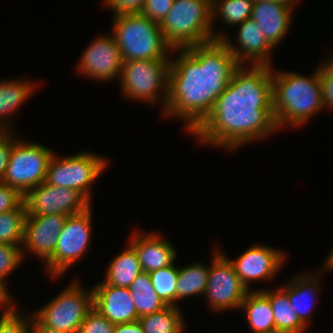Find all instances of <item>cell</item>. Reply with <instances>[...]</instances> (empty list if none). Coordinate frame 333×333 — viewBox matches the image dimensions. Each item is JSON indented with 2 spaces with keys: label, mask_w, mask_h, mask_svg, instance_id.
I'll return each instance as SVG.
<instances>
[{
  "label": "cell",
  "mask_w": 333,
  "mask_h": 333,
  "mask_svg": "<svg viewBox=\"0 0 333 333\" xmlns=\"http://www.w3.org/2000/svg\"><path fill=\"white\" fill-rule=\"evenodd\" d=\"M273 67L240 65L191 135L206 146L234 151L278 131L273 114Z\"/></svg>",
  "instance_id": "1"
},
{
  "label": "cell",
  "mask_w": 333,
  "mask_h": 333,
  "mask_svg": "<svg viewBox=\"0 0 333 333\" xmlns=\"http://www.w3.org/2000/svg\"><path fill=\"white\" fill-rule=\"evenodd\" d=\"M179 52L170 58L166 118L180 119L191 134L210 114L240 66L222 40H212Z\"/></svg>",
  "instance_id": "2"
},
{
  "label": "cell",
  "mask_w": 333,
  "mask_h": 333,
  "mask_svg": "<svg viewBox=\"0 0 333 333\" xmlns=\"http://www.w3.org/2000/svg\"><path fill=\"white\" fill-rule=\"evenodd\" d=\"M315 68L311 76L273 68V114L278 130L302 126L324 109L319 69Z\"/></svg>",
  "instance_id": "3"
},
{
  "label": "cell",
  "mask_w": 333,
  "mask_h": 333,
  "mask_svg": "<svg viewBox=\"0 0 333 333\" xmlns=\"http://www.w3.org/2000/svg\"><path fill=\"white\" fill-rule=\"evenodd\" d=\"M112 33L124 61L169 59L172 48L166 43L159 23L141 13L113 16Z\"/></svg>",
  "instance_id": "4"
},
{
  "label": "cell",
  "mask_w": 333,
  "mask_h": 333,
  "mask_svg": "<svg viewBox=\"0 0 333 333\" xmlns=\"http://www.w3.org/2000/svg\"><path fill=\"white\" fill-rule=\"evenodd\" d=\"M172 49H186L214 40L212 0H174L172 9L159 24Z\"/></svg>",
  "instance_id": "5"
},
{
  "label": "cell",
  "mask_w": 333,
  "mask_h": 333,
  "mask_svg": "<svg viewBox=\"0 0 333 333\" xmlns=\"http://www.w3.org/2000/svg\"><path fill=\"white\" fill-rule=\"evenodd\" d=\"M169 69L170 59L124 61L119 78L121 93L126 99L151 105L159 99L163 114L168 98Z\"/></svg>",
  "instance_id": "6"
},
{
  "label": "cell",
  "mask_w": 333,
  "mask_h": 333,
  "mask_svg": "<svg viewBox=\"0 0 333 333\" xmlns=\"http://www.w3.org/2000/svg\"><path fill=\"white\" fill-rule=\"evenodd\" d=\"M52 156L45 183L79 191L90 203L92 186L109 166L107 158L92 152H77L72 156Z\"/></svg>",
  "instance_id": "7"
},
{
  "label": "cell",
  "mask_w": 333,
  "mask_h": 333,
  "mask_svg": "<svg viewBox=\"0 0 333 333\" xmlns=\"http://www.w3.org/2000/svg\"><path fill=\"white\" fill-rule=\"evenodd\" d=\"M14 133L12 151L1 182L24 196L31 188L45 182L48 165L55 152L39 142L21 140Z\"/></svg>",
  "instance_id": "8"
},
{
  "label": "cell",
  "mask_w": 333,
  "mask_h": 333,
  "mask_svg": "<svg viewBox=\"0 0 333 333\" xmlns=\"http://www.w3.org/2000/svg\"><path fill=\"white\" fill-rule=\"evenodd\" d=\"M93 309V289H84L74 282L63 289L54 299L31 313L43 326L65 332L78 329Z\"/></svg>",
  "instance_id": "9"
},
{
  "label": "cell",
  "mask_w": 333,
  "mask_h": 333,
  "mask_svg": "<svg viewBox=\"0 0 333 333\" xmlns=\"http://www.w3.org/2000/svg\"><path fill=\"white\" fill-rule=\"evenodd\" d=\"M92 217V205L83 212L67 216L54 253L44 263L52 279L62 277L90 247Z\"/></svg>",
  "instance_id": "10"
},
{
  "label": "cell",
  "mask_w": 333,
  "mask_h": 333,
  "mask_svg": "<svg viewBox=\"0 0 333 333\" xmlns=\"http://www.w3.org/2000/svg\"><path fill=\"white\" fill-rule=\"evenodd\" d=\"M220 248L213 251L204 295L212 311L240 308L249 290L235 272L228 256Z\"/></svg>",
  "instance_id": "11"
},
{
  "label": "cell",
  "mask_w": 333,
  "mask_h": 333,
  "mask_svg": "<svg viewBox=\"0 0 333 333\" xmlns=\"http://www.w3.org/2000/svg\"><path fill=\"white\" fill-rule=\"evenodd\" d=\"M27 215H74L85 211L91 203L77 190L51 186L45 182L31 188L23 201Z\"/></svg>",
  "instance_id": "12"
},
{
  "label": "cell",
  "mask_w": 333,
  "mask_h": 333,
  "mask_svg": "<svg viewBox=\"0 0 333 333\" xmlns=\"http://www.w3.org/2000/svg\"><path fill=\"white\" fill-rule=\"evenodd\" d=\"M97 36L82 52L77 64L78 73L103 82L121 75L123 60L114 35Z\"/></svg>",
  "instance_id": "13"
},
{
  "label": "cell",
  "mask_w": 333,
  "mask_h": 333,
  "mask_svg": "<svg viewBox=\"0 0 333 333\" xmlns=\"http://www.w3.org/2000/svg\"><path fill=\"white\" fill-rule=\"evenodd\" d=\"M286 254L269 245H252L235 259H229L242 283L250 291V282L274 279L286 262Z\"/></svg>",
  "instance_id": "14"
},
{
  "label": "cell",
  "mask_w": 333,
  "mask_h": 333,
  "mask_svg": "<svg viewBox=\"0 0 333 333\" xmlns=\"http://www.w3.org/2000/svg\"><path fill=\"white\" fill-rule=\"evenodd\" d=\"M66 218L60 214L27 215L21 247L24 259L27 251L45 263L54 253Z\"/></svg>",
  "instance_id": "15"
},
{
  "label": "cell",
  "mask_w": 333,
  "mask_h": 333,
  "mask_svg": "<svg viewBox=\"0 0 333 333\" xmlns=\"http://www.w3.org/2000/svg\"><path fill=\"white\" fill-rule=\"evenodd\" d=\"M238 27L237 46L226 36L221 39L235 56L237 63L246 65L248 62L250 66H272L270 58L274 47L266 40L257 22L248 18Z\"/></svg>",
  "instance_id": "16"
},
{
  "label": "cell",
  "mask_w": 333,
  "mask_h": 333,
  "mask_svg": "<svg viewBox=\"0 0 333 333\" xmlns=\"http://www.w3.org/2000/svg\"><path fill=\"white\" fill-rule=\"evenodd\" d=\"M93 308L113 324L138 321L139 317L129 288L108 285L104 281L93 286Z\"/></svg>",
  "instance_id": "17"
},
{
  "label": "cell",
  "mask_w": 333,
  "mask_h": 333,
  "mask_svg": "<svg viewBox=\"0 0 333 333\" xmlns=\"http://www.w3.org/2000/svg\"><path fill=\"white\" fill-rule=\"evenodd\" d=\"M159 232L132 231L128 242L136 251L143 272L151 273L175 263L178 257L175 246Z\"/></svg>",
  "instance_id": "18"
},
{
  "label": "cell",
  "mask_w": 333,
  "mask_h": 333,
  "mask_svg": "<svg viewBox=\"0 0 333 333\" xmlns=\"http://www.w3.org/2000/svg\"><path fill=\"white\" fill-rule=\"evenodd\" d=\"M296 3L254 2L251 18L260 26L266 40L276 48L288 33Z\"/></svg>",
  "instance_id": "19"
},
{
  "label": "cell",
  "mask_w": 333,
  "mask_h": 333,
  "mask_svg": "<svg viewBox=\"0 0 333 333\" xmlns=\"http://www.w3.org/2000/svg\"><path fill=\"white\" fill-rule=\"evenodd\" d=\"M319 271L313 274L311 272L296 274V277L291 278L287 285L281 286L287 293L293 310L307 328L311 322L310 316L313 314V307L317 302L318 291L321 289V280H319L320 277L318 275L322 272L321 269Z\"/></svg>",
  "instance_id": "20"
},
{
  "label": "cell",
  "mask_w": 333,
  "mask_h": 333,
  "mask_svg": "<svg viewBox=\"0 0 333 333\" xmlns=\"http://www.w3.org/2000/svg\"><path fill=\"white\" fill-rule=\"evenodd\" d=\"M34 81L23 78L0 80V132H14L11 116L30 98L36 89ZM12 123V124H11Z\"/></svg>",
  "instance_id": "21"
},
{
  "label": "cell",
  "mask_w": 333,
  "mask_h": 333,
  "mask_svg": "<svg viewBox=\"0 0 333 333\" xmlns=\"http://www.w3.org/2000/svg\"><path fill=\"white\" fill-rule=\"evenodd\" d=\"M239 310L245 311L251 333H275L272 307L261 290H250Z\"/></svg>",
  "instance_id": "22"
},
{
  "label": "cell",
  "mask_w": 333,
  "mask_h": 333,
  "mask_svg": "<svg viewBox=\"0 0 333 333\" xmlns=\"http://www.w3.org/2000/svg\"><path fill=\"white\" fill-rule=\"evenodd\" d=\"M268 298L272 307L275 333H305L307 327L293 310L287 293L279 287L274 290L260 289Z\"/></svg>",
  "instance_id": "23"
},
{
  "label": "cell",
  "mask_w": 333,
  "mask_h": 333,
  "mask_svg": "<svg viewBox=\"0 0 333 333\" xmlns=\"http://www.w3.org/2000/svg\"><path fill=\"white\" fill-rule=\"evenodd\" d=\"M142 272L137 253L128 244L125 250L110 260L103 281L108 285L129 288L132 281Z\"/></svg>",
  "instance_id": "24"
},
{
  "label": "cell",
  "mask_w": 333,
  "mask_h": 333,
  "mask_svg": "<svg viewBox=\"0 0 333 333\" xmlns=\"http://www.w3.org/2000/svg\"><path fill=\"white\" fill-rule=\"evenodd\" d=\"M252 7L253 2L251 0H212V30L214 40H221L226 36L224 31L218 32L217 30L214 32V22H218L220 19L224 27H227V25L228 27L238 26L248 18H251Z\"/></svg>",
  "instance_id": "25"
},
{
  "label": "cell",
  "mask_w": 333,
  "mask_h": 333,
  "mask_svg": "<svg viewBox=\"0 0 333 333\" xmlns=\"http://www.w3.org/2000/svg\"><path fill=\"white\" fill-rule=\"evenodd\" d=\"M209 265L202 261L179 267V277L176 286V306L184 298L204 295L208 283Z\"/></svg>",
  "instance_id": "26"
},
{
  "label": "cell",
  "mask_w": 333,
  "mask_h": 333,
  "mask_svg": "<svg viewBox=\"0 0 333 333\" xmlns=\"http://www.w3.org/2000/svg\"><path fill=\"white\" fill-rule=\"evenodd\" d=\"M181 308L166 306L165 308L147 314L138 319L144 333H184L185 321Z\"/></svg>",
  "instance_id": "27"
},
{
  "label": "cell",
  "mask_w": 333,
  "mask_h": 333,
  "mask_svg": "<svg viewBox=\"0 0 333 333\" xmlns=\"http://www.w3.org/2000/svg\"><path fill=\"white\" fill-rule=\"evenodd\" d=\"M129 290L139 318L166 307L153 289L147 272L140 273L130 284Z\"/></svg>",
  "instance_id": "28"
},
{
  "label": "cell",
  "mask_w": 333,
  "mask_h": 333,
  "mask_svg": "<svg viewBox=\"0 0 333 333\" xmlns=\"http://www.w3.org/2000/svg\"><path fill=\"white\" fill-rule=\"evenodd\" d=\"M26 216L24 203L18 209L0 214V243L22 247Z\"/></svg>",
  "instance_id": "29"
},
{
  "label": "cell",
  "mask_w": 333,
  "mask_h": 333,
  "mask_svg": "<svg viewBox=\"0 0 333 333\" xmlns=\"http://www.w3.org/2000/svg\"><path fill=\"white\" fill-rule=\"evenodd\" d=\"M153 289L166 306H176V286L179 277V266L160 268L149 273Z\"/></svg>",
  "instance_id": "30"
},
{
  "label": "cell",
  "mask_w": 333,
  "mask_h": 333,
  "mask_svg": "<svg viewBox=\"0 0 333 333\" xmlns=\"http://www.w3.org/2000/svg\"><path fill=\"white\" fill-rule=\"evenodd\" d=\"M23 260L21 246L0 243V281L8 286L6 278L21 266Z\"/></svg>",
  "instance_id": "31"
},
{
  "label": "cell",
  "mask_w": 333,
  "mask_h": 333,
  "mask_svg": "<svg viewBox=\"0 0 333 333\" xmlns=\"http://www.w3.org/2000/svg\"><path fill=\"white\" fill-rule=\"evenodd\" d=\"M28 315L19 312L17 307L1 314L0 333H30L31 315Z\"/></svg>",
  "instance_id": "32"
},
{
  "label": "cell",
  "mask_w": 333,
  "mask_h": 333,
  "mask_svg": "<svg viewBox=\"0 0 333 333\" xmlns=\"http://www.w3.org/2000/svg\"><path fill=\"white\" fill-rule=\"evenodd\" d=\"M114 328L115 324L93 308L81 323L77 333H113Z\"/></svg>",
  "instance_id": "33"
},
{
  "label": "cell",
  "mask_w": 333,
  "mask_h": 333,
  "mask_svg": "<svg viewBox=\"0 0 333 333\" xmlns=\"http://www.w3.org/2000/svg\"><path fill=\"white\" fill-rule=\"evenodd\" d=\"M24 196L15 188L0 182V214L18 209Z\"/></svg>",
  "instance_id": "34"
},
{
  "label": "cell",
  "mask_w": 333,
  "mask_h": 333,
  "mask_svg": "<svg viewBox=\"0 0 333 333\" xmlns=\"http://www.w3.org/2000/svg\"><path fill=\"white\" fill-rule=\"evenodd\" d=\"M173 2L174 0H146L140 13L160 24L172 9Z\"/></svg>",
  "instance_id": "35"
},
{
  "label": "cell",
  "mask_w": 333,
  "mask_h": 333,
  "mask_svg": "<svg viewBox=\"0 0 333 333\" xmlns=\"http://www.w3.org/2000/svg\"><path fill=\"white\" fill-rule=\"evenodd\" d=\"M146 0H104L105 8L113 12V16L140 13Z\"/></svg>",
  "instance_id": "36"
},
{
  "label": "cell",
  "mask_w": 333,
  "mask_h": 333,
  "mask_svg": "<svg viewBox=\"0 0 333 333\" xmlns=\"http://www.w3.org/2000/svg\"><path fill=\"white\" fill-rule=\"evenodd\" d=\"M12 151V132H0V182L3 179Z\"/></svg>",
  "instance_id": "37"
},
{
  "label": "cell",
  "mask_w": 333,
  "mask_h": 333,
  "mask_svg": "<svg viewBox=\"0 0 333 333\" xmlns=\"http://www.w3.org/2000/svg\"><path fill=\"white\" fill-rule=\"evenodd\" d=\"M324 108L333 111V77H320Z\"/></svg>",
  "instance_id": "38"
},
{
  "label": "cell",
  "mask_w": 333,
  "mask_h": 333,
  "mask_svg": "<svg viewBox=\"0 0 333 333\" xmlns=\"http://www.w3.org/2000/svg\"><path fill=\"white\" fill-rule=\"evenodd\" d=\"M7 286L0 281V307L2 309L1 314L12 311L16 305H14V301L12 296L10 295Z\"/></svg>",
  "instance_id": "39"
},
{
  "label": "cell",
  "mask_w": 333,
  "mask_h": 333,
  "mask_svg": "<svg viewBox=\"0 0 333 333\" xmlns=\"http://www.w3.org/2000/svg\"><path fill=\"white\" fill-rule=\"evenodd\" d=\"M113 333H144L139 321L116 324Z\"/></svg>",
  "instance_id": "40"
},
{
  "label": "cell",
  "mask_w": 333,
  "mask_h": 333,
  "mask_svg": "<svg viewBox=\"0 0 333 333\" xmlns=\"http://www.w3.org/2000/svg\"><path fill=\"white\" fill-rule=\"evenodd\" d=\"M30 333H77V332H65V331L55 330L50 327H45L31 314Z\"/></svg>",
  "instance_id": "41"
},
{
  "label": "cell",
  "mask_w": 333,
  "mask_h": 333,
  "mask_svg": "<svg viewBox=\"0 0 333 333\" xmlns=\"http://www.w3.org/2000/svg\"><path fill=\"white\" fill-rule=\"evenodd\" d=\"M318 67L320 77H333V55L325 59Z\"/></svg>",
  "instance_id": "42"
},
{
  "label": "cell",
  "mask_w": 333,
  "mask_h": 333,
  "mask_svg": "<svg viewBox=\"0 0 333 333\" xmlns=\"http://www.w3.org/2000/svg\"><path fill=\"white\" fill-rule=\"evenodd\" d=\"M330 253L328 254V257L326 258V260L324 261L325 263L322 264L320 267L321 271H333V247L332 249H330Z\"/></svg>",
  "instance_id": "43"
},
{
  "label": "cell",
  "mask_w": 333,
  "mask_h": 333,
  "mask_svg": "<svg viewBox=\"0 0 333 333\" xmlns=\"http://www.w3.org/2000/svg\"><path fill=\"white\" fill-rule=\"evenodd\" d=\"M254 2H281V3H297L298 0H251Z\"/></svg>",
  "instance_id": "44"
}]
</instances>
